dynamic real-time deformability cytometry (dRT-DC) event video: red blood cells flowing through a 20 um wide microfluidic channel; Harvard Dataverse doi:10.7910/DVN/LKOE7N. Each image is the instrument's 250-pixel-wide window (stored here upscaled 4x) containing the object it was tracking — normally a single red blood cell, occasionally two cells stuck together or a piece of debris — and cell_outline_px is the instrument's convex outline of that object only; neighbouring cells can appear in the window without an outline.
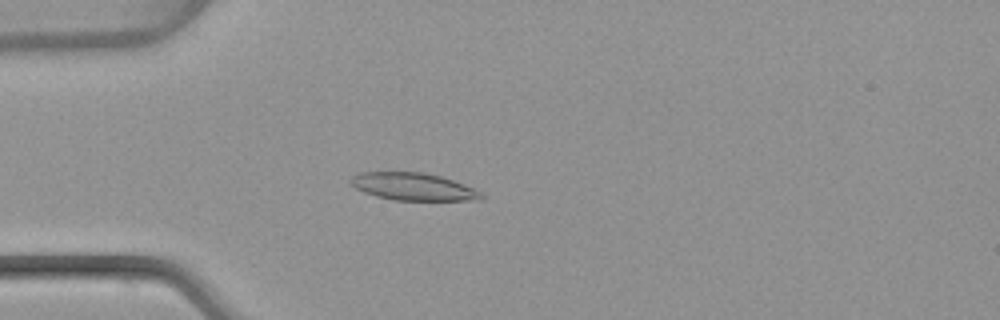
{"species": "common noctule bat (a hibernating species)", "species_latin": "Nyctalus noctula", "temperature_condition": "warm", "stored_images_in_passage": 40, "camera_frame_rate_fps": 3000, "um_per_image_px": 0.085, "animal": {"sex": "female", "body_mass_g": 22.7, "forearm_length_mm": 54.2}, "frame": {"image": 1, "passage_image": 4, "time_ms": 1.0, "image_size_px": [1000, 320], "cell_outline_px": [[484, 196], [480, 200], [392, 200], [376, 196], [364, 192], [348, 184], [348, 180], [352, 176], [360, 172], [420, 172], [440, 176], [464, 184], [480, 192]], "centroid_in_image_um": [35.06, 15.86], "position_along_channel_um": 49.9, "area_um2": 20.87}}
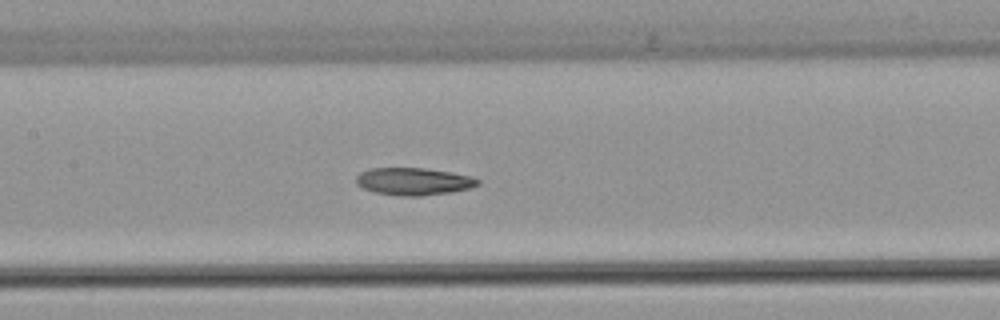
{"frame": {"image": 2, "passage_image": 14, "time_ms": 4.333, "image_size_px": [1000, 320], "cell_outline_px": [[480, 184], [468, 188], [452, 192], [420, 196], [400, 196], [376, 192], [364, 188], [356, 184], [356, 176], [360, 172], [372, 168], [424, 168], [472, 176], [480, 180]], "centroid_in_image_um": [35.15, 15.42], "position_along_channel_um": 172.2, "area_um2": 19.31}}
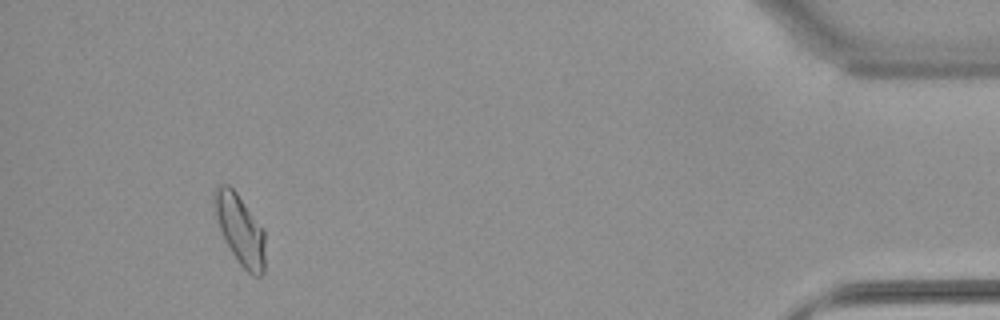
{"frame": {"image": 3, "passage_image": 37, "time_ms": 12.0, "image_size_px": [1000, 320], "cell_outline_px": [[264, 272], [260, 276], [252, 276], [240, 264], [232, 252], [220, 228], [216, 216], [212, 200], [212, 196], [216, 188], [220, 184], [228, 184], [236, 192], [264, 228]], "centroid_in_image_um": [20.41, 19.48], "position_along_channel_um": 414.8, "area_um2": 20.52}, "authors_computed_cell_mechanics": {"area_um2": 19.5653, "velocity_mm_per_s": 4.0516, "shape_relaxation_time_tau1_ms": null, "shape_relaxation_time_tau2_ms": 7.6518, "deformation_change_tau1": null, "deformation_change_tau2": 0.1606}}